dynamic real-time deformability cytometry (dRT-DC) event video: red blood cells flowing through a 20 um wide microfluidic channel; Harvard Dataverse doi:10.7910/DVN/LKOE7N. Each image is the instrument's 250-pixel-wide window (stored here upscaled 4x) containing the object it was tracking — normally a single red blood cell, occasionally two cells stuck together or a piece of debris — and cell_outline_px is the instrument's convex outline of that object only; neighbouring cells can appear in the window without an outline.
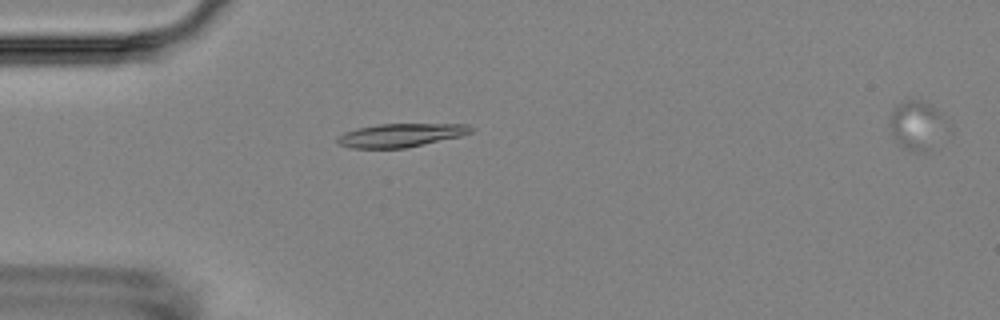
{"species": "Egyptian fruit bat (a non-hibernating species)", "species_latin": "Rousettus aegyptiacus", "temperature_condition": "room temperature", "stored_images_in_passage": 5, "camera_frame_rate_fps": 3000, "um_per_image_px": 0.085, "animal": {"sex": "female"}, "frame": {"image": 1, "passage_image": 4, "time_ms": 3.667, "image_size_px": [1000, 320], "cell_outline_px": [[476, 128], [472, 132], [460, 136], [404, 148], [352, 148], [340, 144], [336, 140], [336, 136], [344, 132], [356, 128], [380, 124], [468, 124]], "centroid_in_image_um": [34.06, 11.48], "position_along_channel_um": 50.9, "area_um2": 18.21}}